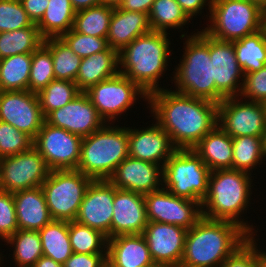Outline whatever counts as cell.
<instances>
[{
  "instance_id": "1",
  "label": "cell",
  "mask_w": 266,
  "mask_h": 267,
  "mask_svg": "<svg viewBox=\"0 0 266 267\" xmlns=\"http://www.w3.org/2000/svg\"><path fill=\"white\" fill-rule=\"evenodd\" d=\"M151 114L177 149L194 146L218 123V104L163 88L148 95Z\"/></svg>"
},
{
  "instance_id": "2",
  "label": "cell",
  "mask_w": 266,
  "mask_h": 267,
  "mask_svg": "<svg viewBox=\"0 0 266 267\" xmlns=\"http://www.w3.org/2000/svg\"><path fill=\"white\" fill-rule=\"evenodd\" d=\"M250 235L238 224L202 217L186 236L180 265L184 267H220Z\"/></svg>"
},
{
  "instance_id": "3",
  "label": "cell",
  "mask_w": 266,
  "mask_h": 267,
  "mask_svg": "<svg viewBox=\"0 0 266 267\" xmlns=\"http://www.w3.org/2000/svg\"><path fill=\"white\" fill-rule=\"evenodd\" d=\"M251 177L252 174L235 169L211 171L208 192L201 203L202 217L234 222L250 236H254L256 232L253 223L250 225L248 221L241 219V214L248 209L252 196Z\"/></svg>"
},
{
  "instance_id": "4",
  "label": "cell",
  "mask_w": 266,
  "mask_h": 267,
  "mask_svg": "<svg viewBox=\"0 0 266 267\" xmlns=\"http://www.w3.org/2000/svg\"><path fill=\"white\" fill-rule=\"evenodd\" d=\"M166 32L149 31L136 37L119 52V70L147 95L162 89L159 79L170 62V40ZM123 67V69H122Z\"/></svg>"
},
{
  "instance_id": "5",
  "label": "cell",
  "mask_w": 266,
  "mask_h": 267,
  "mask_svg": "<svg viewBox=\"0 0 266 267\" xmlns=\"http://www.w3.org/2000/svg\"><path fill=\"white\" fill-rule=\"evenodd\" d=\"M128 156V127L105 123L82 139L77 170L93 180H108Z\"/></svg>"
},
{
  "instance_id": "6",
  "label": "cell",
  "mask_w": 266,
  "mask_h": 267,
  "mask_svg": "<svg viewBox=\"0 0 266 267\" xmlns=\"http://www.w3.org/2000/svg\"><path fill=\"white\" fill-rule=\"evenodd\" d=\"M186 46L183 59L173 71L175 90L192 97L215 102V82L213 80V61L209 55V35L202 29L197 33L181 34Z\"/></svg>"
},
{
  "instance_id": "7",
  "label": "cell",
  "mask_w": 266,
  "mask_h": 267,
  "mask_svg": "<svg viewBox=\"0 0 266 267\" xmlns=\"http://www.w3.org/2000/svg\"><path fill=\"white\" fill-rule=\"evenodd\" d=\"M208 27L211 37L233 42L266 27L265 9L253 0H212Z\"/></svg>"
},
{
  "instance_id": "8",
  "label": "cell",
  "mask_w": 266,
  "mask_h": 267,
  "mask_svg": "<svg viewBox=\"0 0 266 267\" xmlns=\"http://www.w3.org/2000/svg\"><path fill=\"white\" fill-rule=\"evenodd\" d=\"M210 169L193 149H177L163 166V188L202 203L208 192Z\"/></svg>"
},
{
  "instance_id": "9",
  "label": "cell",
  "mask_w": 266,
  "mask_h": 267,
  "mask_svg": "<svg viewBox=\"0 0 266 267\" xmlns=\"http://www.w3.org/2000/svg\"><path fill=\"white\" fill-rule=\"evenodd\" d=\"M92 181L78 170L50 171L41 187L53 220L74 221Z\"/></svg>"
},
{
  "instance_id": "10",
  "label": "cell",
  "mask_w": 266,
  "mask_h": 267,
  "mask_svg": "<svg viewBox=\"0 0 266 267\" xmlns=\"http://www.w3.org/2000/svg\"><path fill=\"white\" fill-rule=\"evenodd\" d=\"M85 93L105 123L116 122L121 114L135 105L138 97L146 102L148 95L132 80L120 72L91 86ZM140 95V96H139ZM142 97V98H141Z\"/></svg>"
},
{
  "instance_id": "11",
  "label": "cell",
  "mask_w": 266,
  "mask_h": 267,
  "mask_svg": "<svg viewBox=\"0 0 266 267\" xmlns=\"http://www.w3.org/2000/svg\"><path fill=\"white\" fill-rule=\"evenodd\" d=\"M45 159L32 146L0 159V190L9 193L40 187L50 173Z\"/></svg>"
},
{
  "instance_id": "12",
  "label": "cell",
  "mask_w": 266,
  "mask_h": 267,
  "mask_svg": "<svg viewBox=\"0 0 266 267\" xmlns=\"http://www.w3.org/2000/svg\"><path fill=\"white\" fill-rule=\"evenodd\" d=\"M240 100V101H239ZM217 125L230 137H262L266 129V104L228 97L218 104Z\"/></svg>"
},
{
  "instance_id": "13",
  "label": "cell",
  "mask_w": 266,
  "mask_h": 267,
  "mask_svg": "<svg viewBox=\"0 0 266 267\" xmlns=\"http://www.w3.org/2000/svg\"><path fill=\"white\" fill-rule=\"evenodd\" d=\"M82 139L78 135L44 121L33 140V146L45 159L51 171L77 170Z\"/></svg>"
},
{
  "instance_id": "14",
  "label": "cell",
  "mask_w": 266,
  "mask_h": 267,
  "mask_svg": "<svg viewBox=\"0 0 266 267\" xmlns=\"http://www.w3.org/2000/svg\"><path fill=\"white\" fill-rule=\"evenodd\" d=\"M148 221L167 223L189 230L202 218L198 201L181 198L160 188L144 194Z\"/></svg>"
},
{
  "instance_id": "15",
  "label": "cell",
  "mask_w": 266,
  "mask_h": 267,
  "mask_svg": "<svg viewBox=\"0 0 266 267\" xmlns=\"http://www.w3.org/2000/svg\"><path fill=\"white\" fill-rule=\"evenodd\" d=\"M209 55L213 61L215 103L219 104L228 97L240 96L244 73L237 62L233 43L209 35Z\"/></svg>"
},
{
  "instance_id": "16",
  "label": "cell",
  "mask_w": 266,
  "mask_h": 267,
  "mask_svg": "<svg viewBox=\"0 0 266 267\" xmlns=\"http://www.w3.org/2000/svg\"><path fill=\"white\" fill-rule=\"evenodd\" d=\"M0 121L9 123L34 140L45 121L37 93L0 91Z\"/></svg>"
},
{
  "instance_id": "17",
  "label": "cell",
  "mask_w": 266,
  "mask_h": 267,
  "mask_svg": "<svg viewBox=\"0 0 266 267\" xmlns=\"http://www.w3.org/2000/svg\"><path fill=\"white\" fill-rule=\"evenodd\" d=\"M114 185L109 180H93L85 193L75 221L111 238Z\"/></svg>"
},
{
  "instance_id": "18",
  "label": "cell",
  "mask_w": 266,
  "mask_h": 267,
  "mask_svg": "<svg viewBox=\"0 0 266 267\" xmlns=\"http://www.w3.org/2000/svg\"><path fill=\"white\" fill-rule=\"evenodd\" d=\"M45 122L82 138L98 131L105 124L85 92H81L62 108L51 111L45 117Z\"/></svg>"
},
{
  "instance_id": "19",
  "label": "cell",
  "mask_w": 266,
  "mask_h": 267,
  "mask_svg": "<svg viewBox=\"0 0 266 267\" xmlns=\"http://www.w3.org/2000/svg\"><path fill=\"white\" fill-rule=\"evenodd\" d=\"M187 232V229L176 225L148 221L142 235L154 263L165 267L179 265L184 253Z\"/></svg>"
},
{
  "instance_id": "20",
  "label": "cell",
  "mask_w": 266,
  "mask_h": 267,
  "mask_svg": "<svg viewBox=\"0 0 266 267\" xmlns=\"http://www.w3.org/2000/svg\"><path fill=\"white\" fill-rule=\"evenodd\" d=\"M162 175L161 165L128 156L108 180L117 189L147 194L163 187Z\"/></svg>"
},
{
  "instance_id": "21",
  "label": "cell",
  "mask_w": 266,
  "mask_h": 267,
  "mask_svg": "<svg viewBox=\"0 0 266 267\" xmlns=\"http://www.w3.org/2000/svg\"><path fill=\"white\" fill-rule=\"evenodd\" d=\"M148 224L144 194L114 186L111 238L142 234Z\"/></svg>"
},
{
  "instance_id": "22",
  "label": "cell",
  "mask_w": 266,
  "mask_h": 267,
  "mask_svg": "<svg viewBox=\"0 0 266 267\" xmlns=\"http://www.w3.org/2000/svg\"><path fill=\"white\" fill-rule=\"evenodd\" d=\"M146 128L128 127L129 156L161 165L177 150L170 136L155 122Z\"/></svg>"
},
{
  "instance_id": "23",
  "label": "cell",
  "mask_w": 266,
  "mask_h": 267,
  "mask_svg": "<svg viewBox=\"0 0 266 267\" xmlns=\"http://www.w3.org/2000/svg\"><path fill=\"white\" fill-rule=\"evenodd\" d=\"M142 234L119 235L107 241V267H146L153 264Z\"/></svg>"
},
{
  "instance_id": "24",
  "label": "cell",
  "mask_w": 266,
  "mask_h": 267,
  "mask_svg": "<svg viewBox=\"0 0 266 267\" xmlns=\"http://www.w3.org/2000/svg\"><path fill=\"white\" fill-rule=\"evenodd\" d=\"M151 31L148 14L114 7L110 19L107 44L120 52L136 37Z\"/></svg>"
},
{
  "instance_id": "25",
  "label": "cell",
  "mask_w": 266,
  "mask_h": 267,
  "mask_svg": "<svg viewBox=\"0 0 266 267\" xmlns=\"http://www.w3.org/2000/svg\"><path fill=\"white\" fill-rule=\"evenodd\" d=\"M18 229L39 231L53 220L42 187L13 193Z\"/></svg>"
},
{
  "instance_id": "26",
  "label": "cell",
  "mask_w": 266,
  "mask_h": 267,
  "mask_svg": "<svg viewBox=\"0 0 266 267\" xmlns=\"http://www.w3.org/2000/svg\"><path fill=\"white\" fill-rule=\"evenodd\" d=\"M119 52L109 46L101 52L82 58L75 84L81 92L120 72Z\"/></svg>"
},
{
  "instance_id": "27",
  "label": "cell",
  "mask_w": 266,
  "mask_h": 267,
  "mask_svg": "<svg viewBox=\"0 0 266 267\" xmlns=\"http://www.w3.org/2000/svg\"><path fill=\"white\" fill-rule=\"evenodd\" d=\"M210 171L232 169L233 141L218 125L193 148Z\"/></svg>"
},
{
  "instance_id": "28",
  "label": "cell",
  "mask_w": 266,
  "mask_h": 267,
  "mask_svg": "<svg viewBox=\"0 0 266 267\" xmlns=\"http://www.w3.org/2000/svg\"><path fill=\"white\" fill-rule=\"evenodd\" d=\"M232 43L244 75L259 71L266 65V27Z\"/></svg>"
},
{
  "instance_id": "29",
  "label": "cell",
  "mask_w": 266,
  "mask_h": 267,
  "mask_svg": "<svg viewBox=\"0 0 266 267\" xmlns=\"http://www.w3.org/2000/svg\"><path fill=\"white\" fill-rule=\"evenodd\" d=\"M75 13L70 0H49L45 13L36 26L44 39L60 37L73 28Z\"/></svg>"
},
{
  "instance_id": "30",
  "label": "cell",
  "mask_w": 266,
  "mask_h": 267,
  "mask_svg": "<svg viewBox=\"0 0 266 267\" xmlns=\"http://www.w3.org/2000/svg\"><path fill=\"white\" fill-rule=\"evenodd\" d=\"M38 233L43 256L63 264L73 254L69 238V222L52 220Z\"/></svg>"
},
{
  "instance_id": "31",
  "label": "cell",
  "mask_w": 266,
  "mask_h": 267,
  "mask_svg": "<svg viewBox=\"0 0 266 267\" xmlns=\"http://www.w3.org/2000/svg\"><path fill=\"white\" fill-rule=\"evenodd\" d=\"M32 54L0 59V91L28 90Z\"/></svg>"
},
{
  "instance_id": "32",
  "label": "cell",
  "mask_w": 266,
  "mask_h": 267,
  "mask_svg": "<svg viewBox=\"0 0 266 267\" xmlns=\"http://www.w3.org/2000/svg\"><path fill=\"white\" fill-rule=\"evenodd\" d=\"M44 42L36 24L11 32H0V59L17 54H32Z\"/></svg>"
},
{
  "instance_id": "33",
  "label": "cell",
  "mask_w": 266,
  "mask_h": 267,
  "mask_svg": "<svg viewBox=\"0 0 266 267\" xmlns=\"http://www.w3.org/2000/svg\"><path fill=\"white\" fill-rule=\"evenodd\" d=\"M114 7L103 4L77 11L73 30L75 32L99 38H106Z\"/></svg>"
},
{
  "instance_id": "34",
  "label": "cell",
  "mask_w": 266,
  "mask_h": 267,
  "mask_svg": "<svg viewBox=\"0 0 266 267\" xmlns=\"http://www.w3.org/2000/svg\"><path fill=\"white\" fill-rule=\"evenodd\" d=\"M43 44L51 52L55 79L75 82L82 58L60 37L46 38Z\"/></svg>"
},
{
  "instance_id": "35",
  "label": "cell",
  "mask_w": 266,
  "mask_h": 267,
  "mask_svg": "<svg viewBox=\"0 0 266 267\" xmlns=\"http://www.w3.org/2000/svg\"><path fill=\"white\" fill-rule=\"evenodd\" d=\"M5 242L13 247V259L17 267H33L43 256L38 231L18 229Z\"/></svg>"
},
{
  "instance_id": "36",
  "label": "cell",
  "mask_w": 266,
  "mask_h": 267,
  "mask_svg": "<svg viewBox=\"0 0 266 267\" xmlns=\"http://www.w3.org/2000/svg\"><path fill=\"white\" fill-rule=\"evenodd\" d=\"M151 30L181 29L190 21L176 0H155L148 14Z\"/></svg>"
},
{
  "instance_id": "37",
  "label": "cell",
  "mask_w": 266,
  "mask_h": 267,
  "mask_svg": "<svg viewBox=\"0 0 266 267\" xmlns=\"http://www.w3.org/2000/svg\"><path fill=\"white\" fill-rule=\"evenodd\" d=\"M232 141V169L245 171L251 174L253 169L257 168V164L260 165L264 163L265 157L263 154L262 137L240 136L232 138Z\"/></svg>"
},
{
  "instance_id": "38",
  "label": "cell",
  "mask_w": 266,
  "mask_h": 267,
  "mask_svg": "<svg viewBox=\"0 0 266 267\" xmlns=\"http://www.w3.org/2000/svg\"><path fill=\"white\" fill-rule=\"evenodd\" d=\"M81 91L75 82L54 79L45 88L41 89L37 95L44 118L54 110L62 108Z\"/></svg>"
},
{
  "instance_id": "39",
  "label": "cell",
  "mask_w": 266,
  "mask_h": 267,
  "mask_svg": "<svg viewBox=\"0 0 266 267\" xmlns=\"http://www.w3.org/2000/svg\"><path fill=\"white\" fill-rule=\"evenodd\" d=\"M69 238L74 253H107V237L100 231L75 220L69 222Z\"/></svg>"
},
{
  "instance_id": "40",
  "label": "cell",
  "mask_w": 266,
  "mask_h": 267,
  "mask_svg": "<svg viewBox=\"0 0 266 267\" xmlns=\"http://www.w3.org/2000/svg\"><path fill=\"white\" fill-rule=\"evenodd\" d=\"M55 79L50 50L42 44L32 53L28 91L38 93Z\"/></svg>"
},
{
  "instance_id": "41",
  "label": "cell",
  "mask_w": 266,
  "mask_h": 267,
  "mask_svg": "<svg viewBox=\"0 0 266 267\" xmlns=\"http://www.w3.org/2000/svg\"><path fill=\"white\" fill-rule=\"evenodd\" d=\"M33 139L9 123L0 121V159L29 150Z\"/></svg>"
},
{
  "instance_id": "42",
  "label": "cell",
  "mask_w": 266,
  "mask_h": 267,
  "mask_svg": "<svg viewBox=\"0 0 266 267\" xmlns=\"http://www.w3.org/2000/svg\"><path fill=\"white\" fill-rule=\"evenodd\" d=\"M32 24L20 1L0 0V32H11Z\"/></svg>"
},
{
  "instance_id": "43",
  "label": "cell",
  "mask_w": 266,
  "mask_h": 267,
  "mask_svg": "<svg viewBox=\"0 0 266 267\" xmlns=\"http://www.w3.org/2000/svg\"><path fill=\"white\" fill-rule=\"evenodd\" d=\"M60 38L80 58L104 51L107 47L106 38L92 37L75 32L73 29L64 33Z\"/></svg>"
},
{
  "instance_id": "44",
  "label": "cell",
  "mask_w": 266,
  "mask_h": 267,
  "mask_svg": "<svg viewBox=\"0 0 266 267\" xmlns=\"http://www.w3.org/2000/svg\"><path fill=\"white\" fill-rule=\"evenodd\" d=\"M255 236H250L230 256H228L220 267H259V249Z\"/></svg>"
},
{
  "instance_id": "45",
  "label": "cell",
  "mask_w": 266,
  "mask_h": 267,
  "mask_svg": "<svg viewBox=\"0 0 266 267\" xmlns=\"http://www.w3.org/2000/svg\"><path fill=\"white\" fill-rule=\"evenodd\" d=\"M18 230L13 193L0 190V239L4 242Z\"/></svg>"
},
{
  "instance_id": "46",
  "label": "cell",
  "mask_w": 266,
  "mask_h": 267,
  "mask_svg": "<svg viewBox=\"0 0 266 267\" xmlns=\"http://www.w3.org/2000/svg\"><path fill=\"white\" fill-rule=\"evenodd\" d=\"M240 97L266 104V65L259 71L244 75Z\"/></svg>"
},
{
  "instance_id": "47",
  "label": "cell",
  "mask_w": 266,
  "mask_h": 267,
  "mask_svg": "<svg viewBox=\"0 0 266 267\" xmlns=\"http://www.w3.org/2000/svg\"><path fill=\"white\" fill-rule=\"evenodd\" d=\"M63 267H107V253H74L63 263Z\"/></svg>"
},
{
  "instance_id": "48",
  "label": "cell",
  "mask_w": 266,
  "mask_h": 267,
  "mask_svg": "<svg viewBox=\"0 0 266 267\" xmlns=\"http://www.w3.org/2000/svg\"><path fill=\"white\" fill-rule=\"evenodd\" d=\"M20 2L29 19L37 24L43 17L49 0H21Z\"/></svg>"
},
{
  "instance_id": "49",
  "label": "cell",
  "mask_w": 266,
  "mask_h": 267,
  "mask_svg": "<svg viewBox=\"0 0 266 267\" xmlns=\"http://www.w3.org/2000/svg\"><path fill=\"white\" fill-rule=\"evenodd\" d=\"M182 7L186 15L192 19L193 16L196 17L199 13L202 15V9L208 6L209 12L211 11L212 0H176ZM208 2V3H207Z\"/></svg>"
},
{
  "instance_id": "50",
  "label": "cell",
  "mask_w": 266,
  "mask_h": 267,
  "mask_svg": "<svg viewBox=\"0 0 266 267\" xmlns=\"http://www.w3.org/2000/svg\"><path fill=\"white\" fill-rule=\"evenodd\" d=\"M155 0H124L120 8L127 11H135L149 14Z\"/></svg>"
},
{
  "instance_id": "51",
  "label": "cell",
  "mask_w": 266,
  "mask_h": 267,
  "mask_svg": "<svg viewBox=\"0 0 266 267\" xmlns=\"http://www.w3.org/2000/svg\"><path fill=\"white\" fill-rule=\"evenodd\" d=\"M73 9L77 12L83 9L96 7L104 4V0H70Z\"/></svg>"
},
{
  "instance_id": "52",
  "label": "cell",
  "mask_w": 266,
  "mask_h": 267,
  "mask_svg": "<svg viewBox=\"0 0 266 267\" xmlns=\"http://www.w3.org/2000/svg\"><path fill=\"white\" fill-rule=\"evenodd\" d=\"M33 267H63V264L55 262L52 258L41 256Z\"/></svg>"
},
{
  "instance_id": "53",
  "label": "cell",
  "mask_w": 266,
  "mask_h": 267,
  "mask_svg": "<svg viewBox=\"0 0 266 267\" xmlns=\"http://www.w3.org/2000/svg\"><path fill=\"white\" fill-rule=\"evenodd\" d=\"M262 249L260 250L259 247V257H258V263L259 267H266V252H261Z\"/></svg>"
},
{
  "instance_id": "54",
  "label": "cell",
  "mask_w": 266,
  "mask_h": 267,
  "mask_svg": "<svg viewBox=\"0 0 266 267\" xmlns=\"http://www.w3.org/2000/svg\"><path fill=\"white\" fill-rule=\"evenodd\" d=\"M124 0H104V4H107L112 7H120Z\"/></svg>"
},
{
  "instance_id": "55",
  "label": "cell",
  "mask_w": 266,
  "mask_h": 267,
  "mask_svg": "<svg viewBox=\"0 0 266 267\" xmlns=\"http://www.w3.org/2000/svg\"><path fill=\"white\" fill-rule=\"evenodd\" d=\"M262 145H263V154L266 160V129L263 132V136H262Z\"/></svg>"
},
{
  "instance_id": "56",
  "label": "cell",
  "mask_w": 266,
  "mask_h": 267,
  "mask_svg": "<svg viewBox=\"0 0 266 267\" xmlns=\"http://www.w3.org/2000/svg\"><path fill=\"white\" fill-rule=\"evenodd\" d=\"M253 1L260 4L264 9L266 8V0H253Z\"/></svg>"
},
{
  "instance_id": "57",
  "label": "cell",
  "mask_w": 266,
  "mask_h": 267,
  "mask_svg": "<svg viewBox=\"0 0 266 267\" xmlns=\"http://www.w3.org/2000/svg\"><path fill=\"white\" fill-rule=\"evenodd\" d=\"M146 267H165L164 265H161V264H156V263H153L149 266H146Z\"/></svg>"
},
{
  "instance_id": "58",
  "label": "cell",
  "mask_w": 266,
  "mask_h": 267,
  "mask_svg": "<svg viewBox=\"0 0 266 267\" xmlns=\"http://www.w3.org/2000/svg\"><path fill=\"white\" fill-rule=\"evenodd\" d=\"M1 255H3L2 253H0V267H1V264H3V263H1L2 261H4V260H2L3 259V257L1 256Z\"/></svg>"
}]
</instances>
